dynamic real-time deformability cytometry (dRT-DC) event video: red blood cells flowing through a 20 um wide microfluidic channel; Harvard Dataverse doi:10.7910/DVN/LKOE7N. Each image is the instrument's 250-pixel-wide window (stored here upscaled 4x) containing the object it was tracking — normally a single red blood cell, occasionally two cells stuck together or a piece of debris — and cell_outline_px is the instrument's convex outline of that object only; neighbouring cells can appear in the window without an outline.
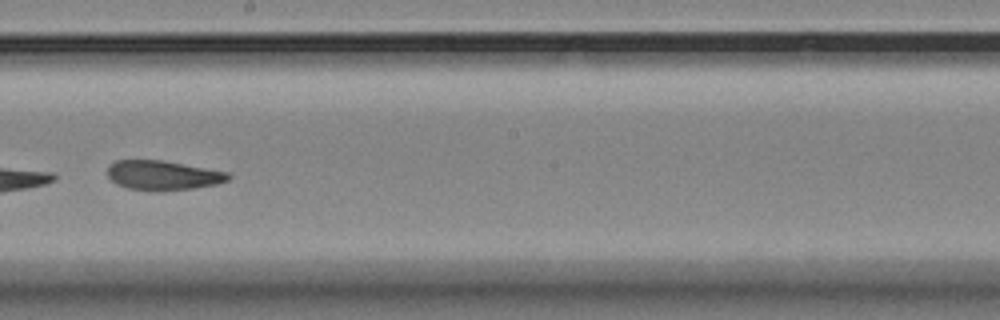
{"species": "Egyptian fruit bat (a non-hibernating species)", "species_latin": "Rousettus aegyptiacus", "temperature_condition": "room temperature", "stored_images_in_passage": 36, "camera_frame_rate_fps": 3000, "um_per_image_px": 0.085, "animal": {"sex": "female"}, "frame": {"image": 1, "passage_image": 16, "time_ms": 5.0, "image_size_px": [1000, 320], "cell_outline_px": [[232, 176], [228, 180], [216, 184], [192, 188], [160, 192], [156, 192], [128, 188], [116, 184], [108, 176], [108, 168], [116, 160], [160, 160], [228, 172]], "centroid_in_image_um": [13.84, 14.92], "position_along_channel_um": 234.4, "area_um2": 20.69}}
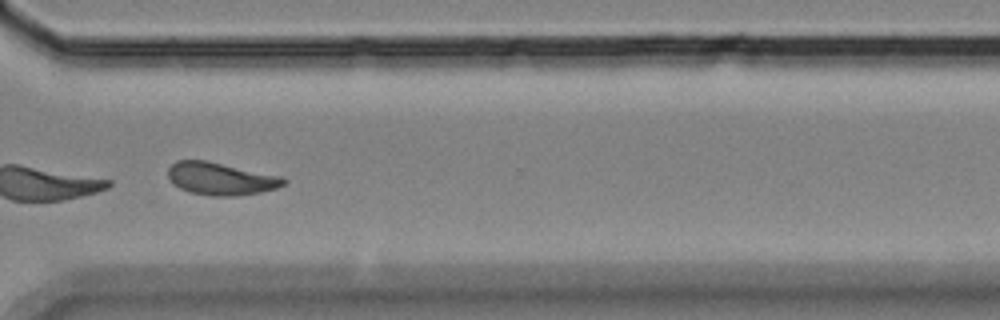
{"frame": {"image": 2, "passage_image": 26, "time_ms": 8.333, "image_size_px": [1000, 320], "cell_outline_px": [[288, 180], [284, 184], [276, 188], [260, 192], [236, 196], [212, 196], [192, 192], [180, 188], [168, 176], [168, 168], [176, 160], [208, 160], [284, 176]], "centroid_in_image_um": [18.82, 15.17], "position_along_channel_um": 351.8, "area_um2": 22.02}}